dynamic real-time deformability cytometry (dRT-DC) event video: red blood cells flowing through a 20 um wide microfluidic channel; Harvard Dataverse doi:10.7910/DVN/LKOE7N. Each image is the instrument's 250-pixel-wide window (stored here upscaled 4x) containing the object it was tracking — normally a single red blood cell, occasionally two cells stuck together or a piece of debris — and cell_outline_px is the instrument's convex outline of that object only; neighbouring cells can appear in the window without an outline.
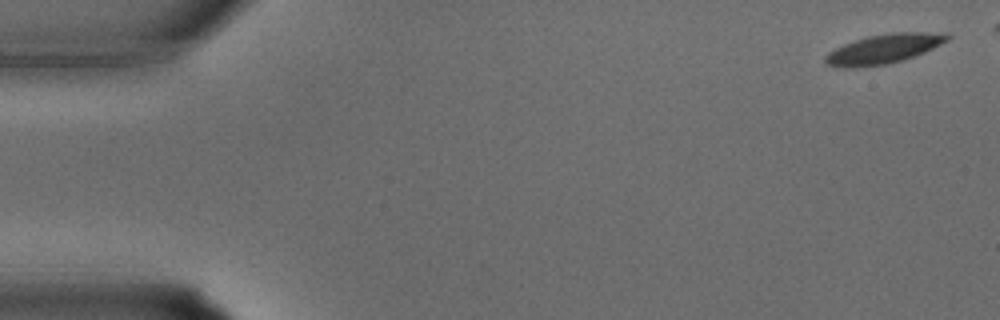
{"species": "common noctule bat (a hibernating species)", "species_latin": "Nyctalus noctula", "temperature_condition": "warm", "stored_images_in_passage": 31, "camera_frame_rate_fps": 3000, "um_per_image_px": 0.085, "animal": {"sex": "male", "body_mass_g": 15.6}, "frame": {"image": 1, "passage_image": 1, "time_ms": 0.0, "image_size_px": [1000, 320], "cell_outline_px": [[952, 36], [948, 40], [924, 52], [904, 60], [888, 64], [852, 68], [844, 68], [828, 64], [824, 60], [824, 56], [828, 52], [844, 44], [868, 36], [892, 32], [948, 32]], "centroid_in_image_um": [75.16, 4.15], "position_along_channel_um": 9.8, "area_um2": 20.98}}
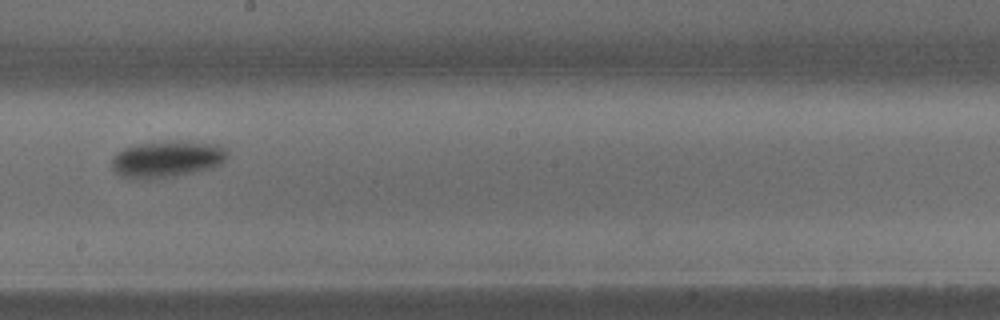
{"frame": {"image": 2, "passage_image": 19, "time_ms": 6.0, "image_size_px": [1000, 320], "cell_outline_px": [[228, 156], [220, 164], [212, 168], [196, 172], [152, 180], [148, 180], [120, 176], [112, 168], [112, 156], [116, 152], [124, 148], [140, 144], [176, 140], [184, 140], [216, 144], [224, 148], [228, 152]], "centroid_in_image_um": [14.2, 13.53], "position_along_channel_um": 234.0, "area_um2": 24.97}}
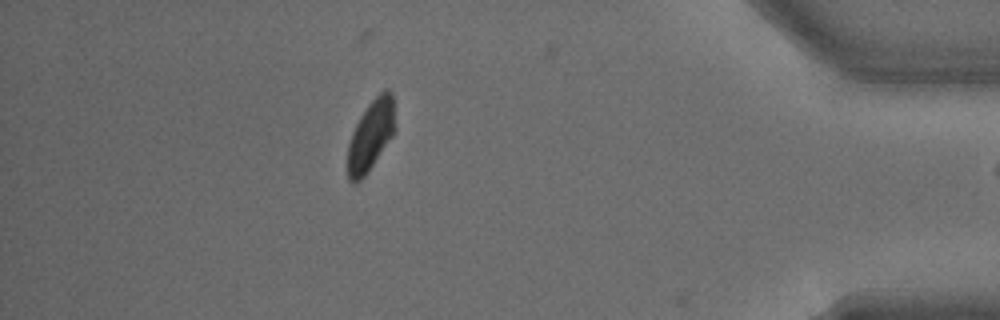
{"frame": {"image": 3, "passage_image": 30, "time_ms": 9.667, "image_size_px": [1000, 320], "cell_outline_px": [[396, 128], [392, 136], [368, 172], [356, 184], [352, 184], [348, 180], [348, 144], [352, 132], [360, 116], [368, 104], [384, 88], [388, 88], [392, 92]], "centroid_in_image_um": [31.52, 11.49], "position_along_channel_um": 403.7, "area_um2": 19.59}}